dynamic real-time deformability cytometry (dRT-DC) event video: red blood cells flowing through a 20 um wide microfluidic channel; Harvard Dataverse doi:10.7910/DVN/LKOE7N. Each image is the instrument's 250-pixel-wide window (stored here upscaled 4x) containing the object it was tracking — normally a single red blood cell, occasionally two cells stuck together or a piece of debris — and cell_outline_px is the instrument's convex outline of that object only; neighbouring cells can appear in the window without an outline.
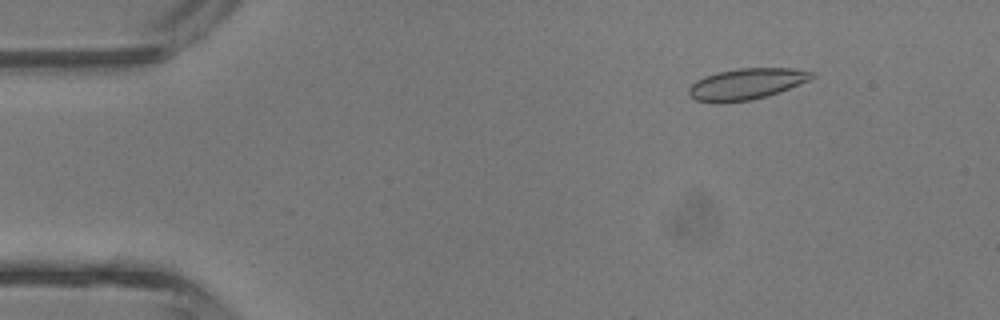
{"species": "common noctule bat (a hibernating species)", "species_latin": "Nyctalus noctula", "temperature_condition": "room temperature", "stored_images_in_passage": 14, "camera_frame_rate_fps": 3000, "um_per_image_px": 0.085, "animal": {"sex": "male", "body_mass_g": 13.3}, "frame": {"image": 1, "passage_image": 4, "time_ms": 1.0, "image_size_px": [1000, 320], "cell_outline_px": [[816, 76], [808, 80], [768, 96], [752, 100], [720, 104], [716, 104], [696, 100], [688, 96], [688, 88], [696, 80], [704, 76], [716, 72], [740, 68], [792, 68], [812, 72]], "centroid_in_image_um": [63.37, 7.15], "position_along_channel_um": 21.6, "area_um2": 22.54}}
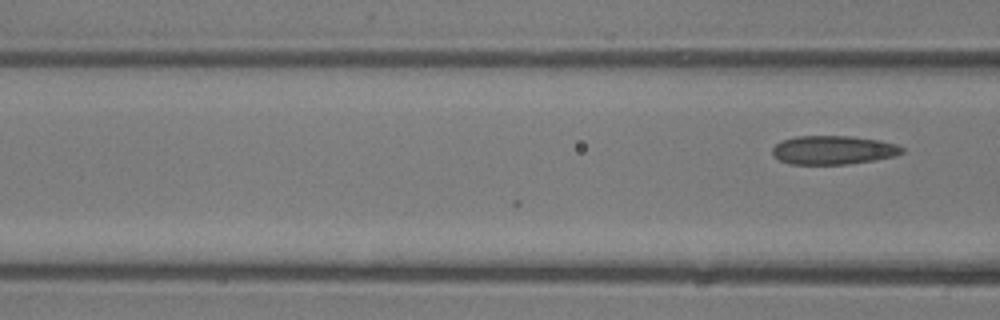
{"frame": {"image": 2, "passage_image": 14, "time_ms": 4.333, "image_size_px": [1000, 320], "cell_outline_px": [[904, 152], [896, 156], [876, 160], [844, 164], [792, 164], [780, 160], [772, 156], [772, 148], [780, 140], [796, 136], [852, 136], [880, 140], [896, 144], [904, 148]], "centroid_in_image_um": [70.83, 12.75], "position_along_channel_um": 95.8, "area_um2": 21.91}}